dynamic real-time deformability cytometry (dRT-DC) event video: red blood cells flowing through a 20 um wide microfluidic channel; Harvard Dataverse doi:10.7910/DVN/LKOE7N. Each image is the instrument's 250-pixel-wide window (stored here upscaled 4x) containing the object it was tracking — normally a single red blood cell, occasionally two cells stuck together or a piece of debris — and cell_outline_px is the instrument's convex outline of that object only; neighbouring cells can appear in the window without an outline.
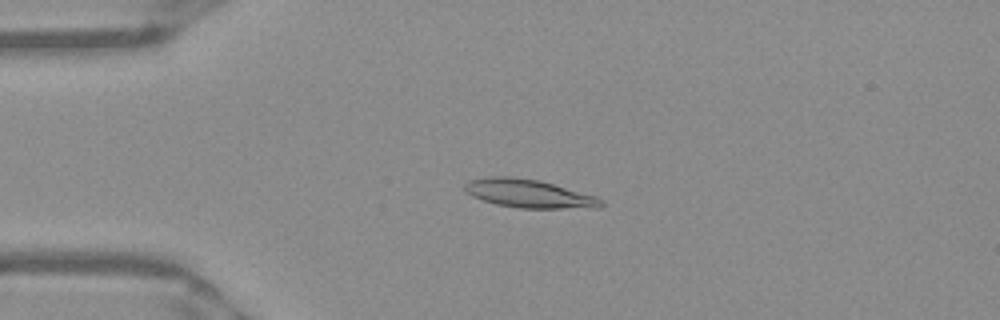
{"species": "Egyptian fruit bat (a non-hibernating species)", "species_latin": "Rousettus aegyptiacus", "temperature_condition": "warm", "stored_images_in_passage": 51, "camera_frame_rate_fps": 3000, "um_per_image_px": 0.085, "frame": {"image": 1, "passage_image": 12, "time_ms": 3.667, "image_size_px": [1000, 320], "cell_outline_px": [[604, 204], [600, 208], [520, 208], [496, 204], [472, 196], [464, 188], [464, 184], [468, 180], [488, 176], [512, 176], [540, 180], [596, 196], [604, 200]], "centroid_in_image_um": [44.98, 16.45], "position_along_channel_um": 40.0, "area_um2": 22.66}}
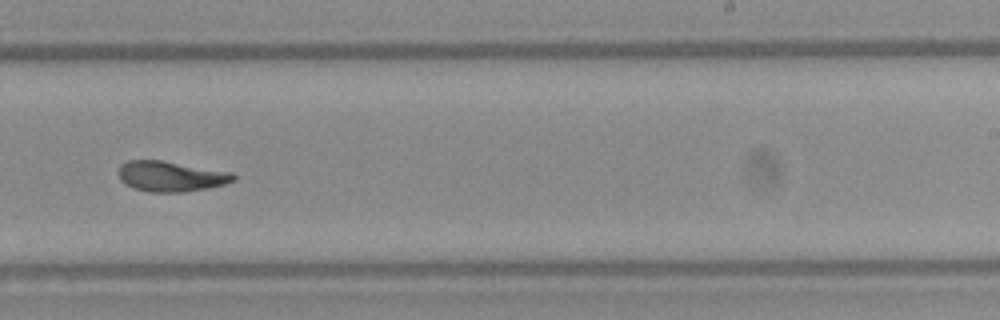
{"frame": {"image": 2, "passage_image": 32, "time_ms": 10.333, "image_size_px": [1000, 320], "cell_outline_px": [[236, 180], [224, 184], [208, 188], [184, 192], [148, 192], [132, 188], [124, 184], [120, 180], [116, 172], [120, 164], [128, 160], [160, 160], [232, 172], [236, 176]], "centroid_in_image_um": [14.47, 14.99], "position_along_channel_um": 274.5, "area_um2": 20.63}}
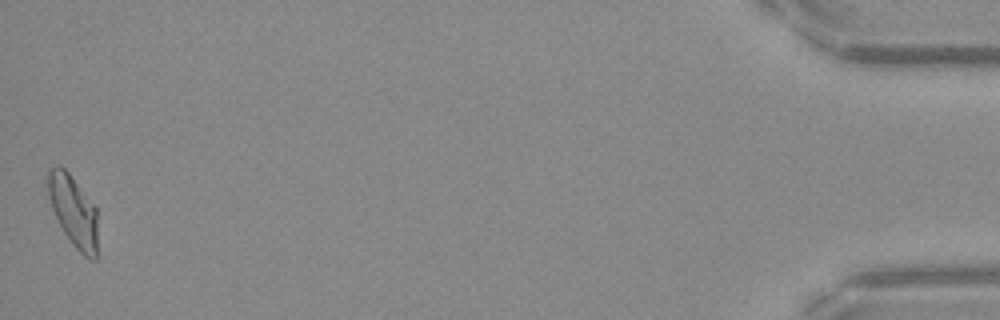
{"frame": {"image": 3, "passage_image": 51, "time_ms": 16.667, "image_size_px": [1000, 320], "cell_outline_px": [[96, 260], [88, 260], [72, 244], [64, 232], [52, 208], [48, 196], [48, 168], [56, 164], [60, 164], [68, 172], [96, 208]], "centroid_in_image_um": [6.21, 17.92], "position_along_channel_um": 429.0, "area_um2": 20.35}, "authors_computed_cell_mechanics": {"area_um2": 20.8658, "velocity_mm_per_s": 3.9252, "shape_relaxation_time_tau1_ms": 6.453, "shape_relaxation_time_tau2_ms": 0.9445, "deformation_change_tau1": 0.2266, "deformation_change_tau2": 0.0702}}